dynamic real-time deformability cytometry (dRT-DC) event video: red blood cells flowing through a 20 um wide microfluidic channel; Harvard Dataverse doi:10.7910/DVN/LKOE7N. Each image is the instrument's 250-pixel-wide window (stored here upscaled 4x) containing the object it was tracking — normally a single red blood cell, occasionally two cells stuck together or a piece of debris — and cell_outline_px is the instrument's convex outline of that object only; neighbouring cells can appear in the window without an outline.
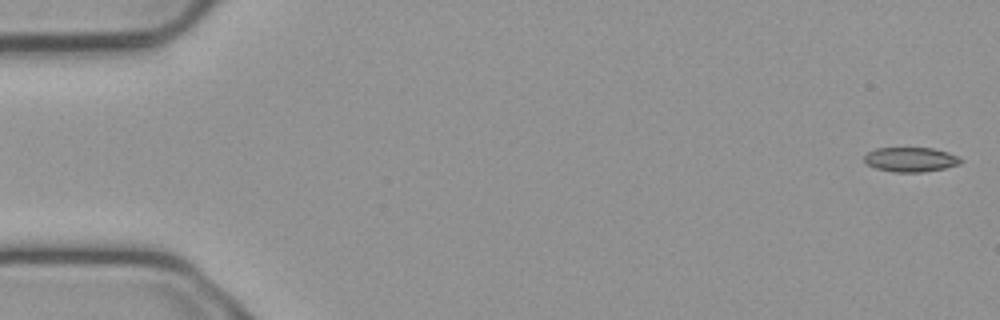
{"species": "common noctule bat (a hibernating species)", "species_latin": "Nyctalus noctula", "temperature_condition": "cold", "stored_images_in_passage": 54, "camera_frame_rate_fps": 3000, "um_per_image_px": 0.085, "animal": {"sex": "male", "body_mass_g": 23.1, "forearm_length_mm": 52.7}, "frame": {"image": 1, "passage_image": 1, "time_ms": 0.0, "image_size_px": [1000, 320], "cell_outline_px": [[964, 160], [960, 164], [944, 168], [924, 172], [892, 172], [876, 168], [868, 164], [864, 160], [864, 156], [868, 152], [876, 148], [932, 148], [948, 152]], "centroid_in_image_um": [77.41, 13.56], "position_along_channel_um": 7.6, "area_um2": 13.76}}
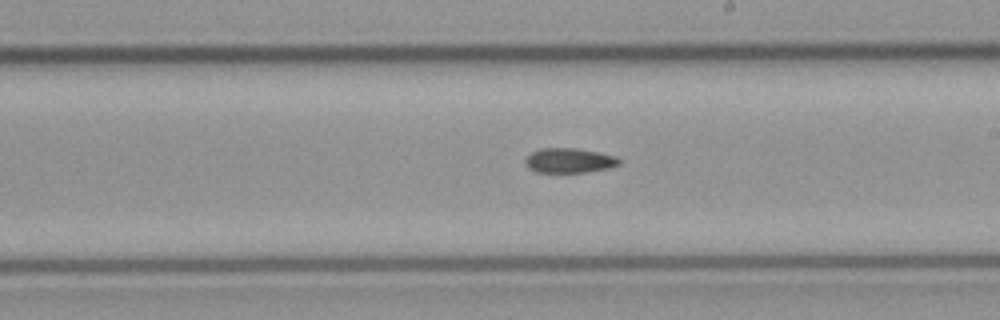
{"frame": {"image": 2, "passage_image": 31, "time_ms": 10.0, "image_size_px": [1000, 320], "cell_outline_px": [[620, 164], [608, 168], [584, 172], [536, 172], [528, 168], [524, 160], [532, 152], [540, 148], [576, 148], [616, 156], [620, 160]], "centroid_in_image_um": [48.37, 13.64], "position_along_channel_um": 240.6, "area_um2": 13.41}}
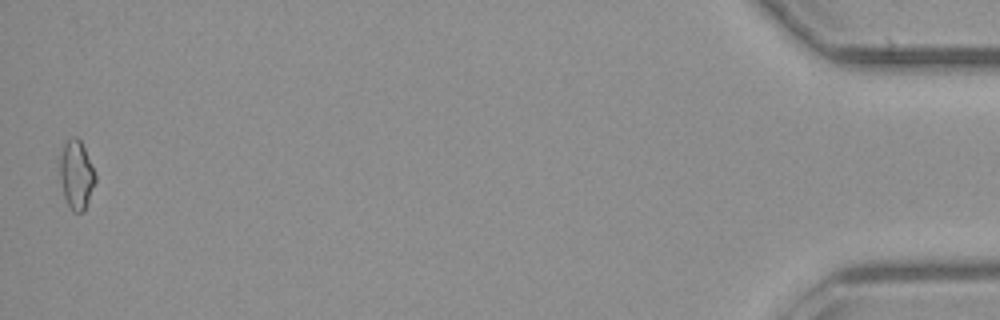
{"frame": {"image": 3, "passage_image": 54, "time_ms": 17.667, "image_size_px": [1000, 320], "cell_outline_px": [[96, 180], [84, 212], [72, 212], [64, 196], [60, 180], [56, 156], [64, 144], [72, 136], [76, 136], [80, 140], [84, 148], [96, 176]], "centroid_in_image_um": [6.43, 14.82], "position_along_channel_um": 428.8, "area_um2": 14.57}}